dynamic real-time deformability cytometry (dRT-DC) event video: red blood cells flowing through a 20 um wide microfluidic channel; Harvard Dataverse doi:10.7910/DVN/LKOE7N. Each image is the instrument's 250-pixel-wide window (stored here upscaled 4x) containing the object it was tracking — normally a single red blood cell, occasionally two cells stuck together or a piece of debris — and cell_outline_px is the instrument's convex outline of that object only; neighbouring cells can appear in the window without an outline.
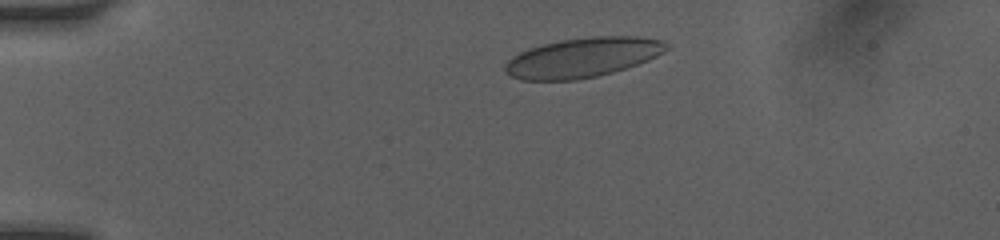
{"species": "human", "species_latin": "Homo sapiens", "temperature_condition": "room temperature", "stored_images_in_passage": 4, "camera_frame_rate_fps": 3000, "um_per_image_px": 0.085, "donor": {"sex": "female"}, "frame": {"image": 1, "passage_image": 1, "time_ms": 0.0, "image_size_px": [1000, 240], "cell_outline_px": [[672, 48], [648, 60], [612, 72], [596, 76], [576, 80], [520, 80], [504, 72], [504, 64], [512, 56], [528, 48], [560, 40], [592, 36], [636, 36], [664, 40], [672, 44]], "centroid_in_image_um": [49.55, 4.88], "position_along_channel_um": 35.4, "area_um2": 37.51}}
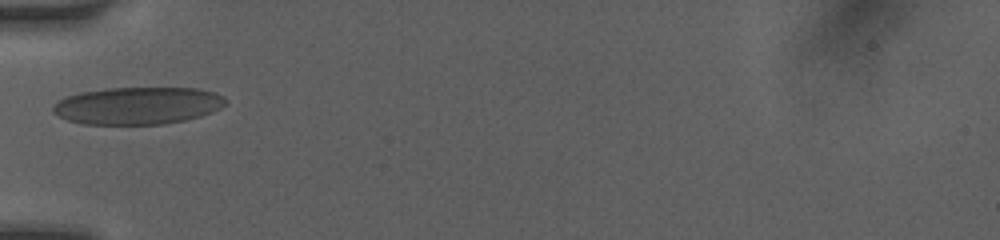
{"frame": {"image": 2, "passage_image": 3, "time_ms": 2.333, "image_size_px": [1000, 240], "cell_outline_px": [[228, 100], [220, 108], [212, 112], [200, 116], [184, 120], [164, 124], [84, 124], [68, 120], [52, 112], [52, 108], [60, 100], [68, 96], [80, 92], [104, 88], [196, 88], [216, 92], [224, 96]], "centroid_in_image_um": [11.74, 8.97], "position_along_channel_um": 73.3, "area_um2": 37.51}}
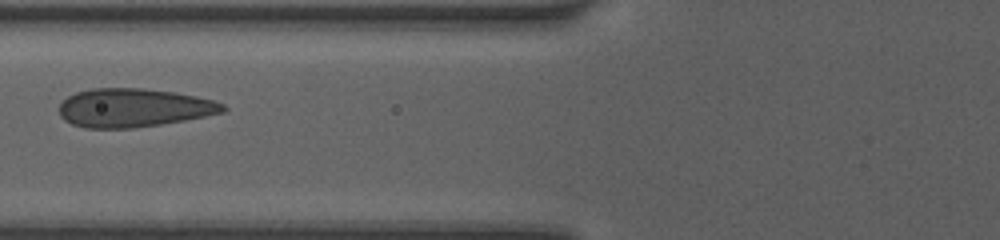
{"frame": {"image": 3, "passage_image": 4, "time_ms": 3.333, "image_size_px": [1000, 240], "cell_outline_px": [[228, 108], [224, 112], [184, 120], [160, 124], [132, 128], [84, 128], [72, 124], [64, 120], [60, 116], [60, 104], [68, 96], [76, 92], [92, 88], [144, 88], [176, 92], [196, 96], [212, 100], [224, 104]], "centroid_in_image_um": [11.35, 9.16], "position_along_channel_um": 114.4, "area_um2": 36.82}}